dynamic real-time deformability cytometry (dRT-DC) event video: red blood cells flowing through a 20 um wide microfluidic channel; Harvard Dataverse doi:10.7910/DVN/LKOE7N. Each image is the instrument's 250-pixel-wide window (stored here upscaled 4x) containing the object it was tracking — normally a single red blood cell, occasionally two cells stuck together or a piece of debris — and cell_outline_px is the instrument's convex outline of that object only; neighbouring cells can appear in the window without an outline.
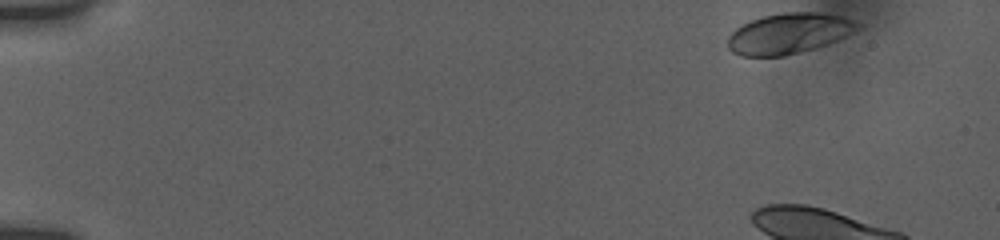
{"species": "human", "species_latin": "Homo sapiens", "temperature_condition": "room temperature", "stored_images_in_passage": 46, "camera_frame_rate_fps": 3000, "um_per_image_px": 0.085, "donor": {"sex": "female"}, "frame": {"image": 1, "passage_image": 1, "time_ms": 0.0, "image_size_px": [1000, 240], "cell_outline_px": [[864, 24], [860, 28], [828, 44], [784, 56], [740, 56], [732, 52], [728, 48], [728, 36], [736, 28], [752, 20], [764, 16], [784, 12], [816, 12], [844, 16], [856, 20]], "centroid_in_image_um": [67.08, 2.84], "position_along_channel_um": 17.9, "area_um2": 30.69}}
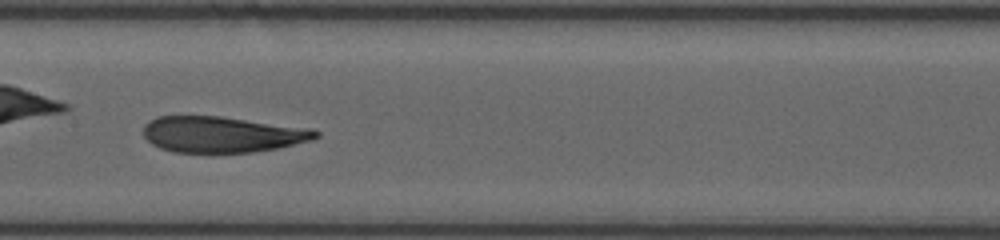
{"frame": {"image": 2, "passage_image": 22, "time_ms": 8.667, "image_size_px": [1000, 240], "cell_outline_px": [[320, 136], [312, 140], [280, 148], [252, 152], [172, 152], [160, 148], [152, 144], [144, 136], [144, 124], [148, 120], [156, 116], [220, 116], [312, 128], [320, 132]], "centroid_in_image_um": [18.9, 11.42], "position_along_channel_um": 188.5, "area_um2": 36.41}}
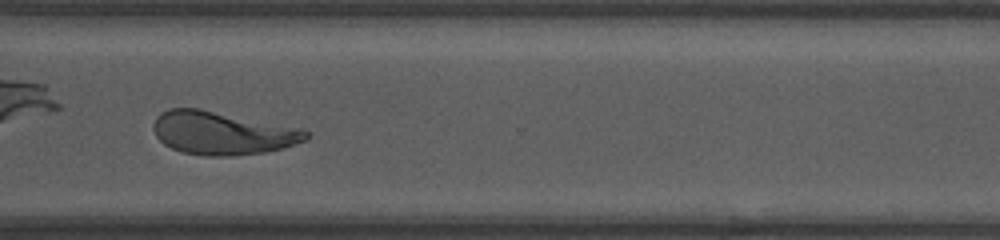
{"frame": {"image": 3, "passage_image": 35, "time_ms": 13.0, "image_size_px": [1000, 240], "cell_outline_px": [[308, 140], [280, 148], [264, 152], [228, 156], [204, 156], [180, 152], [164, 144], [156, 136], [152, 128], [152, 124], [156, 116], [160, 112], [168, 108], [200, 108], [304, 128], [308, 132]], "centroid_in_image_um": [18.87, 11.29], "position_along_channel_um": 351.7, "area_um2": 38.78}, "authors_computed_cell_mechanics": {"area_um2": 37.1365, "velocity_mm_per_s": 3.7714, "shape_relaxation_time_tau1_ms": 9.1712, "shape_relaxation_time_tau2_ms": 1.5002, "deformation_change_tau1": 0.2675, "deformation_change_tau2": 0.0751}}